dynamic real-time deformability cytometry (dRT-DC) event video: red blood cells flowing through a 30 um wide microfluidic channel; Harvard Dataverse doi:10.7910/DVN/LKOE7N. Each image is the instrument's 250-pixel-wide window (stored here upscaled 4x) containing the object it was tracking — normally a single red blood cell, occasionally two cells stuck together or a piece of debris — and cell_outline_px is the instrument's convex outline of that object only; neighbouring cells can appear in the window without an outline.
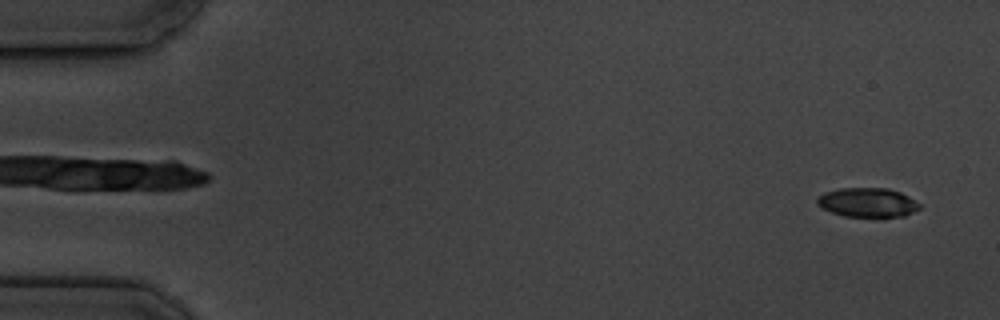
{"species": "common noctule bat (a hibernating species)", "species_latin": "Nyctalus noctula", "temperature_condition": "cold", "stored_images_in_passage": 5, "camera_frame_rate_fps": 3000, "um_per_image_px": 0.085, "animal": {"sex": "male", "body_mass_g": 19.5, "forearm_length_mm": 54.6}, "frame": {"image": 1, "passage_image": 5, "time_ms": 5.667, "image_size_px": [1000, 320], "cell_outline_px": [[920, 208], [904, 216], [844, 216], [820, 208], [816, 204], [816, 200], [824, 192], [840, 188], [888, 188], [900, 192], [908, 196], [920, 204]], "centroid_in_image_um": [73.71, 17.2], "position_along_channel_um": 11.3, "area_um2": 17.34}}